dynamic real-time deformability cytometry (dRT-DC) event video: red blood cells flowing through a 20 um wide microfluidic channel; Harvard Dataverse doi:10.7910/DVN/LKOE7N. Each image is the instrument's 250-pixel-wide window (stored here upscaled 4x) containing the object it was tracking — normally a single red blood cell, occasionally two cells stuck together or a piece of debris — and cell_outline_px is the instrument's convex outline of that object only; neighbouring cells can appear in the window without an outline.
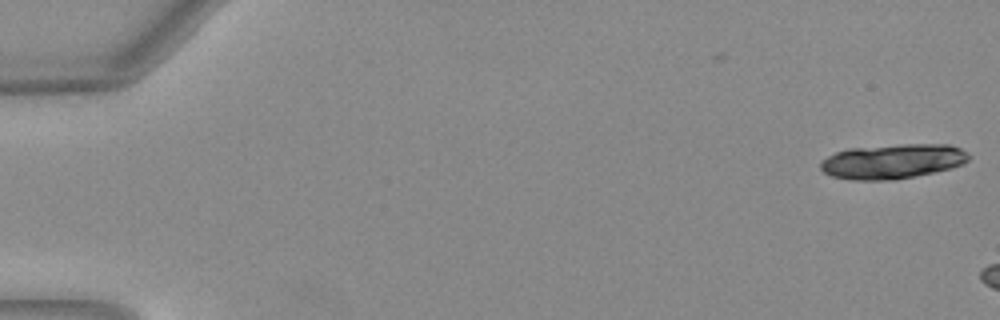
{"species": "Egyptian fruit bat (a non-hibernating species)", "species_latin": "Rousettus aegyptiacus", "temperature_condition": "warm", "stored_images_in_passage": 7, "camera_frame_rate_fps": 3000, "um_per_image_px": 0.085, "animal": {"sex": "female"}, "frame": {"image": 1, "passage_image": 1, "time_ms": 0.0, "image_size_px": [1000, 320], "cell_outline_px": [[972, 156], [964, 164], [952, 168], [896, 180], [852, 180], [832, 176], [824, 172], [820, 168], [820, 160], [836, 152], [848, 148], [900, 144], [948, 144], [960, 148], [968, 152]], "centroid_in_image_um": [75.89, 13.71], "position_along_channel_um": 9.1, "area_um2": 30.35}}